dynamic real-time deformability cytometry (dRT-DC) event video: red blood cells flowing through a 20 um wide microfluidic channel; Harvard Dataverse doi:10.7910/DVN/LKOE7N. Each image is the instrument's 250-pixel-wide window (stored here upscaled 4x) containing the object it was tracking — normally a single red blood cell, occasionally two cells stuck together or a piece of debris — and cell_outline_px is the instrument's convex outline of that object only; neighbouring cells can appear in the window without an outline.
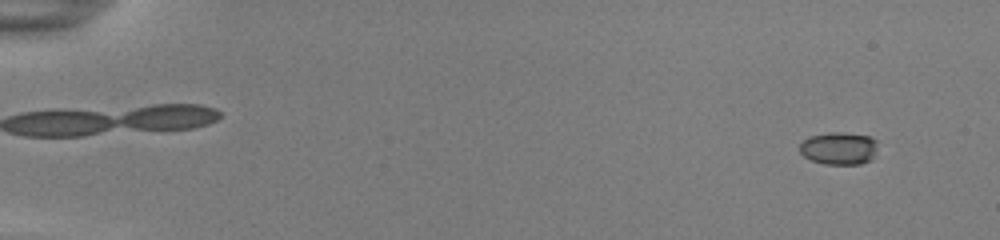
{"species": "common noctule bat (a hibernating species)", "species_latin": "Nyctalus noctula", "temperature_condition": "room temperature", "stored_images_in_passage": 51, "camera_frame_rate_fps": 3000, "um_per_image_px": 0.085, "animal": {"sex": "female", "body_mass_g": 22.0, "forearm_length_mm": 56.7}, "frame": {"image": 1, "passage_image": 1, "time_ms": 0.0, "image_size_px": [1000, 240], "cell_outline_px": [[876, 148], [872, 160], [860, 164], [824, 164], [812, 160], [804, 156], [800, 152], [800, 144], [808, 136], [832, 132], [840, 132], [868, 136], [876, 140]], "centroid_in_image_um": [71.3, 12.61], "position_along_channel_um": 13.7, "area_um2": 14.74}}
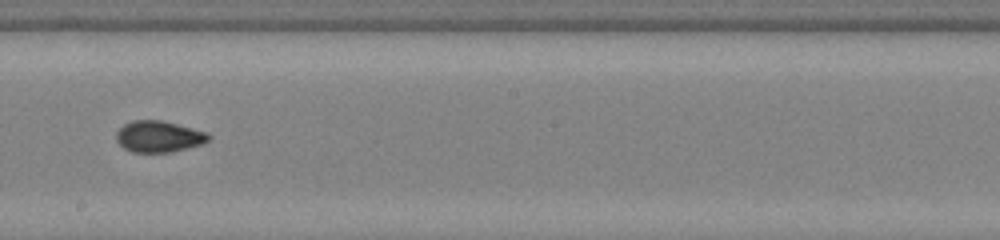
{"frame": {"image": 2, "passage_image": 30, "time_ms": 9.667, "image_size_px": [1000, 240], "cell_outline_px": [[212, 136], [204, 144], [172, 152], [132, 152], [124, 148], [116, 140], [116, 132], [124, 124], [132, 120], [160, 120], [208, 132]], "centroid_in_image_um": [13.51, 11.61], "position_along_channel_um": 234.7, "area_um2": 16.94}}
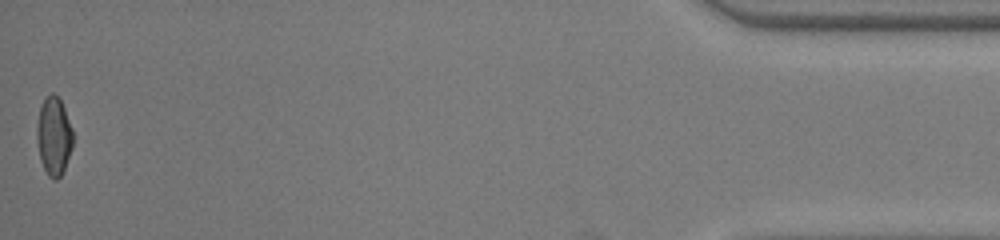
{"frame": {"image": 3, "passage_image": 51, "time_ms": 16.667, "image_size_px": [1000, 240], "cell_outline_px": [[72, 148], [64, 168], [60, 176], [56, 180], [52, 180], [48, 176], [40, 160], [36, 140], [36, 128], [40, 108], [44, 100], [52, 92], [60, 100], [64, 108], [72, 128]], "centroid_in_image_um": [4.56, 11.6], "position_along_channel_um": 430.6, "area_um2": 16.3}, "authors_computed_cell_mechanics": {"area_um2": 16.2996, "velocity_mm_per_s": 3.9002, "shape_relaxation_time_tau1_ms": null, "shape_relaxation_time_tau2_ms": 1.1661, "deformation_change_tau1": null, "deformation_change_tau2": 0.0506}}